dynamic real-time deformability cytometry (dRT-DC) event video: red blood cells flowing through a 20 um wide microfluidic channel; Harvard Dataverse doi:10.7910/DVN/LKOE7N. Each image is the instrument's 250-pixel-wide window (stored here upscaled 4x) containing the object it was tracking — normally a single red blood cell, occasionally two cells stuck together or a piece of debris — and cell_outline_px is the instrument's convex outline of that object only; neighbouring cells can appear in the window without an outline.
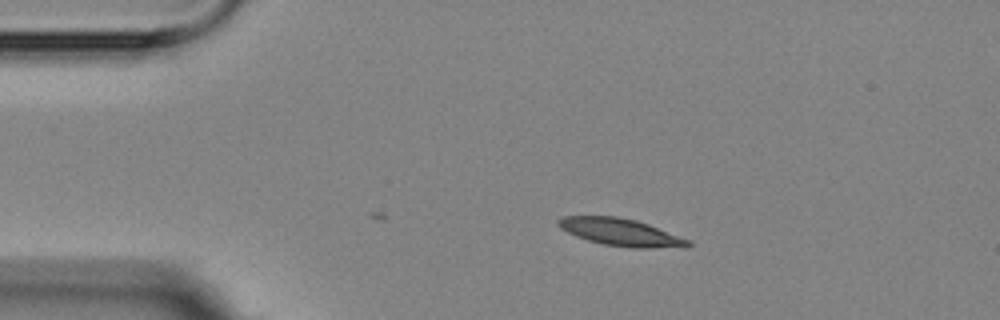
{"species": "Egyptian fruit bat (a non-hibernating species)", "species_latin": "Rousettus aegyptiacus", "temperature_condition": "room temperature", "stored_images_in_passage": 7, "camera_frame_rate_fps": 3000, "um_per_image_px": 0.085, "animal": {"sex": "female"}, "frame": {"image": 1, "passage_image": 1, "time_ms": 0.0, "image_size_px": [1000, 320], "cell_outline_px": [[692, 244], [684, 248], [632, 248], [604, 244], [588, 240], [576, 236], [560, 228], [556, 224], [556, 220], [560, 216], [616, 216], [636, 220], [648, 224], [692, 240]], "centroid_in_image_um": [52.8, 19.74], "position_along_channel_um": 32.2, "area_um2": 20.92}}
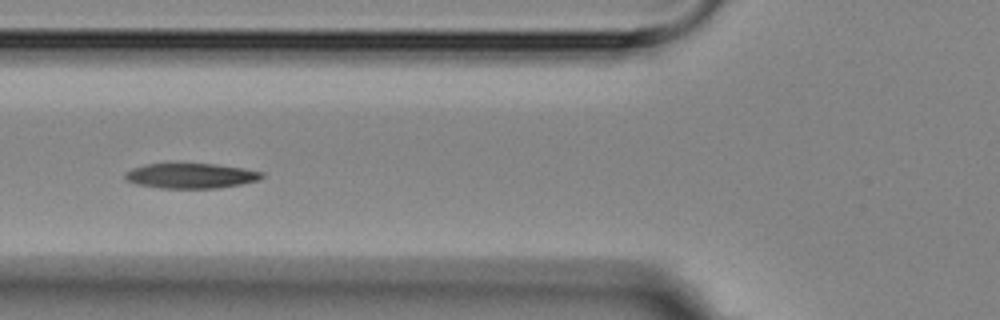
{"frame": {"image": 2, "passage_image": 4, "time_ms": 3.333, "image_size_px": [1000, 320], "cell_outline_px": [[264, 176], [260, 180], [240, 184], [216, 188], [160, 188], [136, 184], [128, 180], [124, 176], [124, 172], [132, 168], [144, 164], [216, 164], [244, 168], [264, 172]], "centroid_in_image_um": [16.23, 14.94], "position_along_channel_um": 109.6, "area_um2": 20.0}}
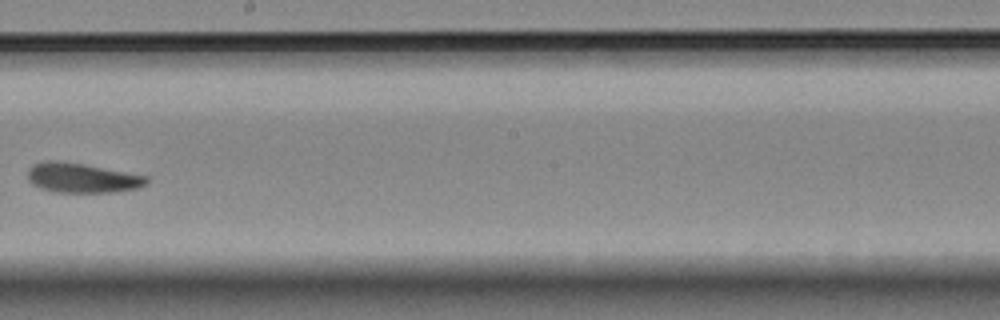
{"frame": {"image": 3, "passage_image": 7, "time_ms": 7.0, "image_size_px": [1000, 320], "cell_outline_px": [[148, 184], [140, 188], [112, 192], [56, 192], [40, 188], [32, 184], [28, 180], [28, 168], [32, 164], [48, 160], [56, 160], [84, 164], [148, 176]], "centroid_in_image_um": [6.97, 15.12], "position_along_channel_um": 241.2, "area_um2": 20.69}}